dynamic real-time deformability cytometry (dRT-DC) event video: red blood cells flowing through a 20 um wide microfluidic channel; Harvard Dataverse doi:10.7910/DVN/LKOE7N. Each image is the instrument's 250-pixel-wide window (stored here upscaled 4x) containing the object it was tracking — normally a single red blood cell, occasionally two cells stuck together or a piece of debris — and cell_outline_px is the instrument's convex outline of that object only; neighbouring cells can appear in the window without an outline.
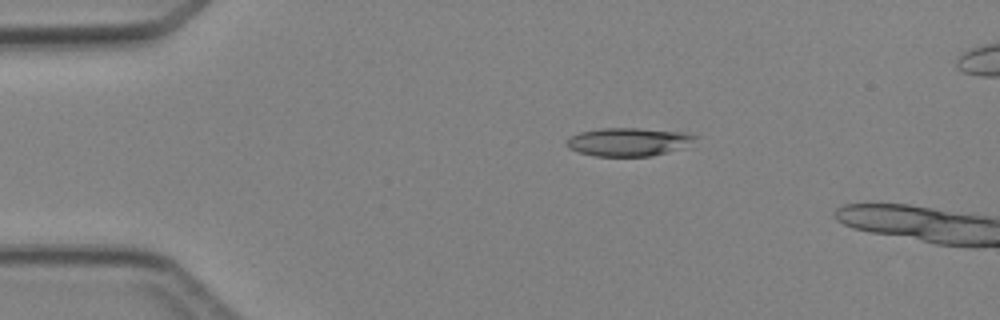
{"species": "Egyptian fruit bat (a non-hibernating species)", "species_latin": "Rousettus aegyptiacus", "temperature_condition": "cold", "stored_images_in_passage": 4, "camera_frame_rate_fps": 3000, "um_per_image_px": 0.085, "animal": {"sex": "female"}, "frame": {"image": 1, "passage_image": 3, "time_ms": 2.333, "image_size_px": [1000, 320], "cell_outline_px": [[700, 136], [688, 148], [652, 156], [596, 156], [580, 152], [568, 148], [568, 140], [572, 136], [580, 132], [600, 128], [636, 128], [680, 132]], "centroid_in_image_um": [53.52, 12.07], "position_along_channel_um": 31.5, "area_um2": 21.27}}